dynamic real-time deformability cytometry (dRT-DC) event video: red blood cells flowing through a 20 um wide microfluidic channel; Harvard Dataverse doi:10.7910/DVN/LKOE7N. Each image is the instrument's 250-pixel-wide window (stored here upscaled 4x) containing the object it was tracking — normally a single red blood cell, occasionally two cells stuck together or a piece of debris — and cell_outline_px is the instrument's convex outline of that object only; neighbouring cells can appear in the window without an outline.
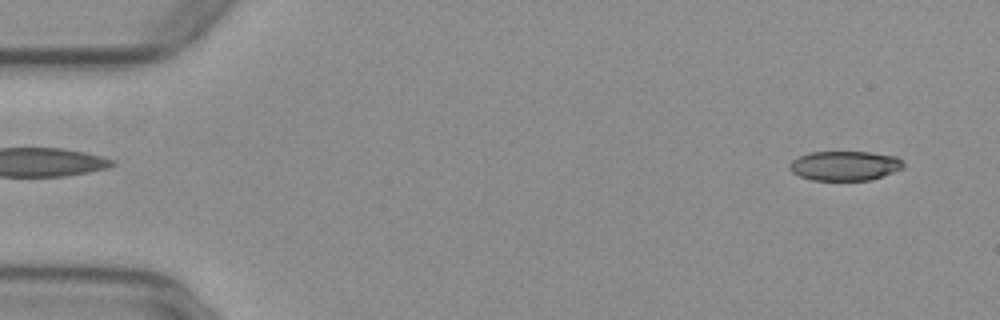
{"species": "common noctule bat (a hibernating species)", "species_latin": "Nyctalus noctula", "temperature_condition": "warm", "stored_images_in_passage": 52, "camera_frame_rate_fps": 3000, "um_per_image_px": 0.085, "animal": {"sex": "female", "body_mass_g": 29.2, "forearm_length_mm": 56.3}, "frame": {"image": 1, "passage_image": 3, "time_ms": 0.667, "image_size_px": [1000, 320], "cell_outline_px": [[904, 168], [872, 180], [812, 180], [800, 176], [792, 172], [788, 168], [788, 164], [792, 160], [808, 152], [872, 152], [896, 156], [904, 164]], "centroid_in_image_um": [71.8, 14.09], "position_along_channel_um": 13.2, "area_um2": 19.71}}
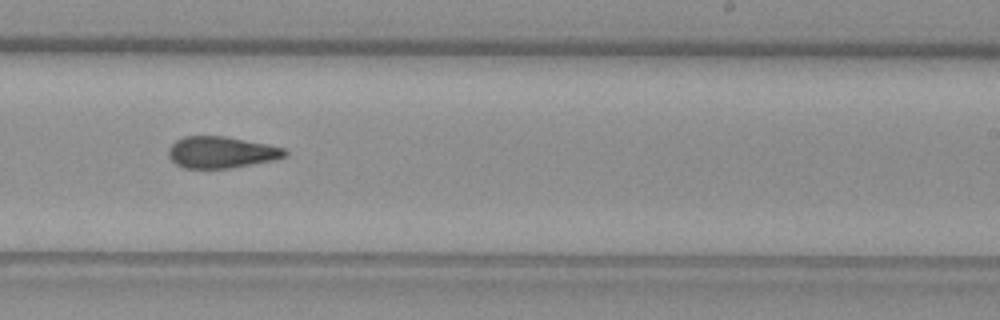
{"frame": {"image": 2, "passage_image": 32, "time_ms": 10.333, "image_size_px": [1000, 320], "cell_outline_px": [[288, 156], [276, 160], [228, 168], [184, 168], [176, 164], [168, 156], [168, 148], [176, 140], [184, 136], [224, 136], [268, 144], [284, 148], [288, 152]], "centroid_in_image_um": [18.83, 12.94], "position_along_channel_um": 270.2, "area_um2": 21.5}}
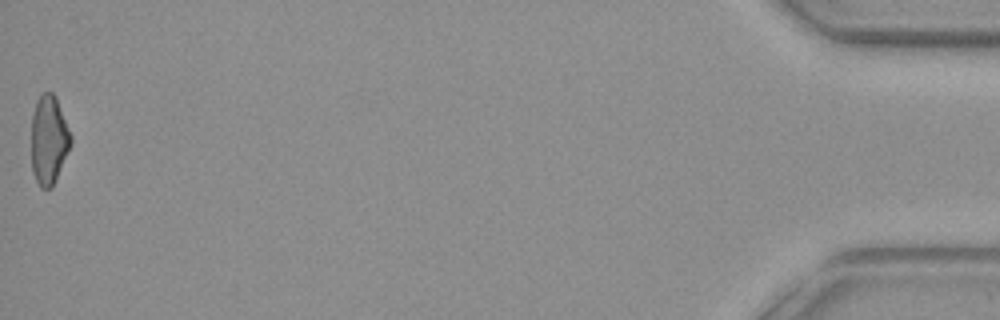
{"frame": {"image": 3, "passage_image": 52, "time_ms": 17.0, "image_size_px": [1000, 320], "cell_outline_px": [[72, 144], [52, 188], [40, 188], [32, 172], [32, 112], [36, 100], [44, 92], [52, 92], [56, 96], [72, 136]], "centroid_in_image_um": [4.16, 11.88], "position_along_channel_um": 431.0, "area_um2": 20.63}, "authors_computed_cell_mechanics": {"area_um2": 21.5594, "velocity_mm_per_s": 3.965, "shape_relaxation_time_tau1_ms": null, "shape_relaxation_time_tau2_ms": 3.3815, "deformation_change_tau1": null, "deformation_change_tau2": 0.1189}}